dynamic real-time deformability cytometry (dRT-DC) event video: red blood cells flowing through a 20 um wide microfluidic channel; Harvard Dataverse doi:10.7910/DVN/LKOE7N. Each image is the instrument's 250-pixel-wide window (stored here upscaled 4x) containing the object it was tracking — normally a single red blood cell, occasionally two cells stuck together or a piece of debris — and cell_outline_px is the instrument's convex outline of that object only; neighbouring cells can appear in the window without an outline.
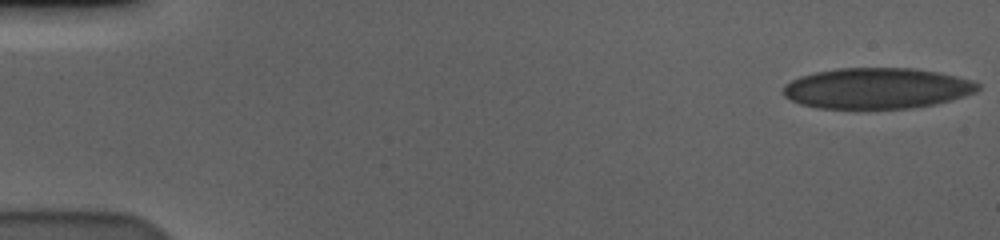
{"species": "human", "species_latin": "Homo sapiens", "temperature_condition": "cold", "stored_images_in_passage": 58, "camera_frame_rate_fps": 3000, "um_per_image_px": 0.085, "donor": {"sex": "male"}, "frame": {"image": 1, "passage_image": 1, "time_ms": 0.0, "image_size_px": [1000, 240], "cell_outline_px": [[980, 88], [976, 92], [952, 100], [932, 104], [908, 108], [816, 108], [800, 104], [784, 96], [784, 84], [800, 76], [816, 72], [840, 68], [912, 68], [940, 72], [976, 80], [980, 84]], "centroid_in_image_um": [74.58, 7.5], "position_along_channel_um": 10.4, "area_um2": 46.36}}
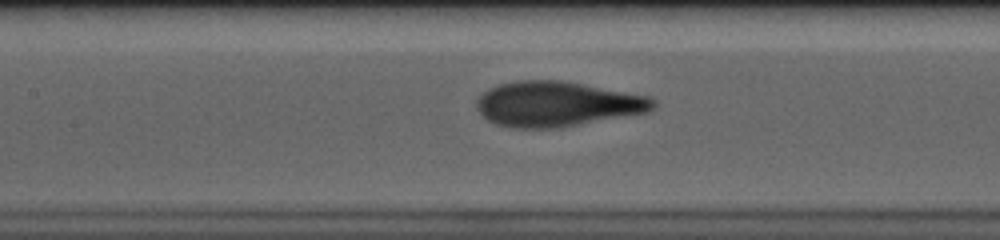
{"frame": {"image": 2, "passage_image": 27, "time_ms": 8.667, "image_size_px": [1000, 240], "cell_outline_px": [[656, 108], [648, 112], [560, 128], [512, 128], [496, 124], [488, 120], [476, 108], [476, 100], [488, 88], [500, 84], [516, 80], [560, 80], [652, 96], [656, 100]], "centroid_in_image_um": [47.38, 8.84], "position_along_channel_um": 160.0, "area_um2": 46.7}}
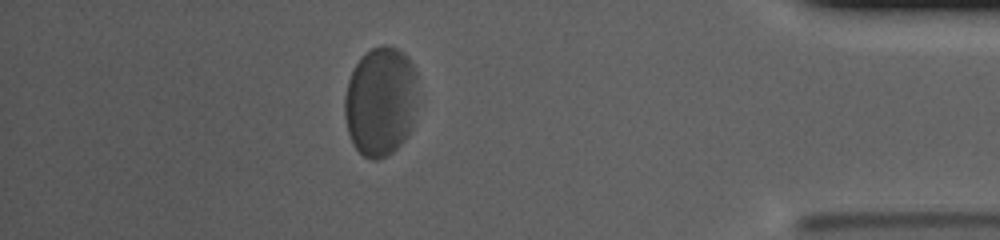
{"frame": {"image": 3, "passage_image": 51, "time_ms": 16.667, "image_size_px": [1000, 240], "cell_outline_px": [[416, 108], [412, 128], [408, 136], [392, 152], [376, 160], [372, 160], [364, 156], [352, 144], [348, 132], [344, 116], [344, 96], [348, 80], [352, 68], [364, 52], [380, 44], [384, 44], [396, 48], [404, 52], [408, 56], [416, 72]], "centroid_in_image_um": [32.34, 8.59], "position_along_channel_um": 402.9, "area_um2": 47.4}, "authors_computed_cell_mechanics": {"area_um2": 46.8758, "velocity_mm_per_s": 3.5118, "shape_relaxation_time_tau1_ms": 3.4322, "shape_relaxation_time_tau2_ms": 0.9191, "deformation_change_tau1": 0.1222, "deformation_change_tau2": 0.0695}}